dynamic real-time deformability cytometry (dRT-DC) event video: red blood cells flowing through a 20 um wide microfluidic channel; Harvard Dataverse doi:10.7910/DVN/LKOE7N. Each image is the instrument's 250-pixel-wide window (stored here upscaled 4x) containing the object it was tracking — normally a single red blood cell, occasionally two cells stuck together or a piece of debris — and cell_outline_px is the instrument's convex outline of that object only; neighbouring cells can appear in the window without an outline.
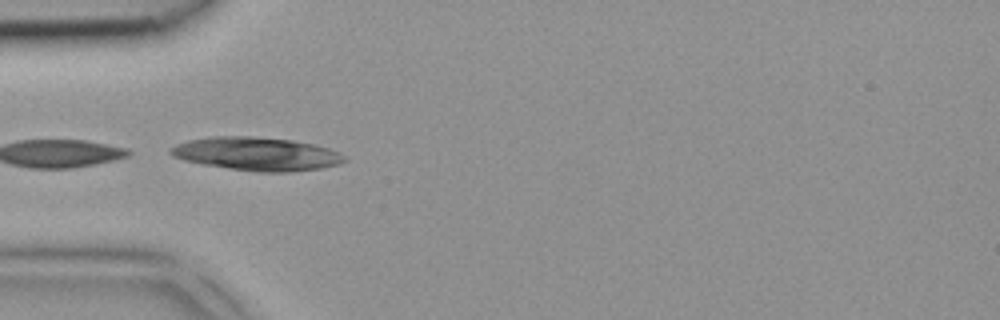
{"species": "common noctule bat (a hibernating species)", "species_latin": "Nyctalus noctula", "temperature_condition": "room temperature", "stored_images_in_passage": 3, "camera_frame_rate_fps": 3000, "um_per_image_px": 0.085, "animal": {"sex": "female", "body_mass_g": 18.4}, "frame": {"image": 1, "passage_image": 2, "time_ms": 0.333, "image_size_px": [1000, 320], "cell_outline_px": [[348, 160], [340, 164], [320, 168], [288, 172], [260, 172], [204, 164], [184, 160], [172, 156], [168, 152], [168, 148], [176, 144], [188, 140], [212, 136], [252, 136], [292, 140], [316, 144], [340, 152]], "centroid_in_image_um": [21.83, 13.07], "position_along_channel_um": 63.2, "area_um2": 33.81}}